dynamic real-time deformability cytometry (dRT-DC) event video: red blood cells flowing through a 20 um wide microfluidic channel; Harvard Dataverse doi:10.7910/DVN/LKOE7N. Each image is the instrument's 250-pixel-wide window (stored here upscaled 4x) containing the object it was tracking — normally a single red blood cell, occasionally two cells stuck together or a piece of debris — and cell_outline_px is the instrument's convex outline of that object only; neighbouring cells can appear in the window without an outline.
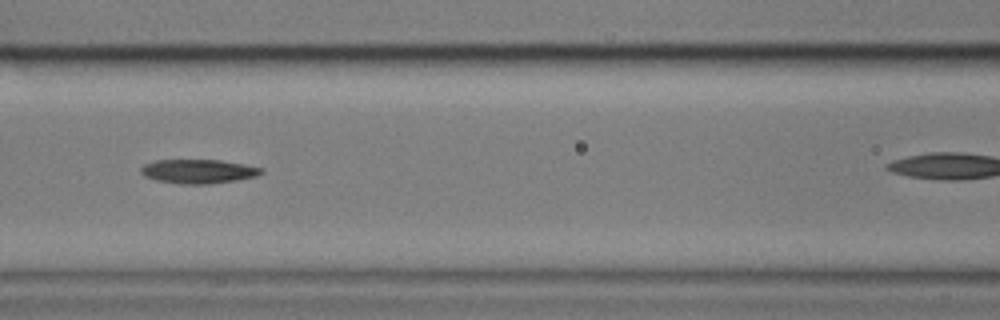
{"species": "common noctule bat (a hibernating species)", "species_latin": "Nyctalus noctula", "temperature_condition": "cold", "stored_images_in_passage": 10, "camera_frame_rate_fps": 3000, "um_per_image_px": 0.085, "animal": {"sex": "male", "body_mass_g": 17.9}, "frame": {"image": 1, "passage_image": 7, "time_ms": 7.0, "image_size_px": [1000, 320], "cell_outline_px": [[264, 172], [256, 176], [236, 180], [208, 184], [180, 184], [156, 180], [144, 176], [140, 172], [140, 168], [144, 164], [156, 160], [220, 160], [244, 164], [264, 168]], "centroid_in_image_um": [16.85, 14.56], "position_along_channel_um": 149.7, "area_um2": 16.94}}